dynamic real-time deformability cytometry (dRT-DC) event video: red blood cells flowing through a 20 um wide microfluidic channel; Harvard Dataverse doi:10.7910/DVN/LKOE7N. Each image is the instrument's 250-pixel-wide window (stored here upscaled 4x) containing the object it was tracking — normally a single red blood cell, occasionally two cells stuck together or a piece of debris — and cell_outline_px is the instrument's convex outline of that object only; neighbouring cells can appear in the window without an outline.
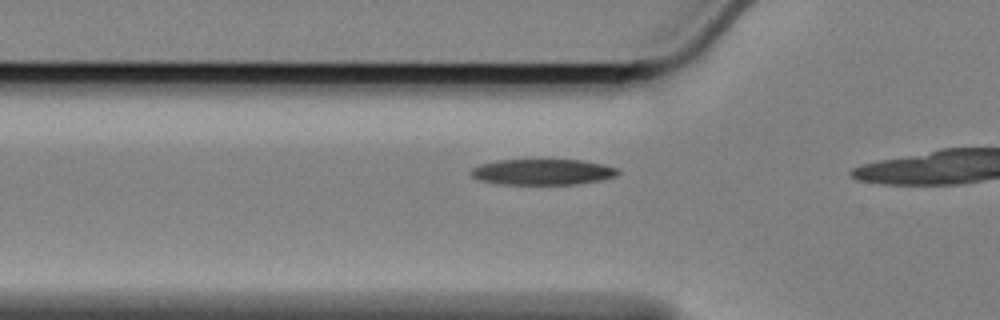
{"species": "Egyptian fruit bat (a non-hibernating species)", "species_latin": "Rousettus aegyptiacus", "temperature_condition": "cold", "stored_images_in_passage": 14, "camera_frame_rate_fps": 3000, "um_per_image_px": 0.085, "animal": {"sex": "female"}, "frame": {"image": 1, "passage_image": 12, "time_ms": 3.667, "image_size_px": [1000, 320], "cell_outline_px": [[620, 172], [616, 176], [600, 180], [576, 184], [504, 184], [480, 180], [472, 176], [468, 172], [472, 168], [480, 164], [496, 160], [580, 160], [604, 164], [616, 168]], "centroid_in_image_um": [46.11, 14.61], "position_along_channel_um": 79.7, "area_um2": 22.02}}